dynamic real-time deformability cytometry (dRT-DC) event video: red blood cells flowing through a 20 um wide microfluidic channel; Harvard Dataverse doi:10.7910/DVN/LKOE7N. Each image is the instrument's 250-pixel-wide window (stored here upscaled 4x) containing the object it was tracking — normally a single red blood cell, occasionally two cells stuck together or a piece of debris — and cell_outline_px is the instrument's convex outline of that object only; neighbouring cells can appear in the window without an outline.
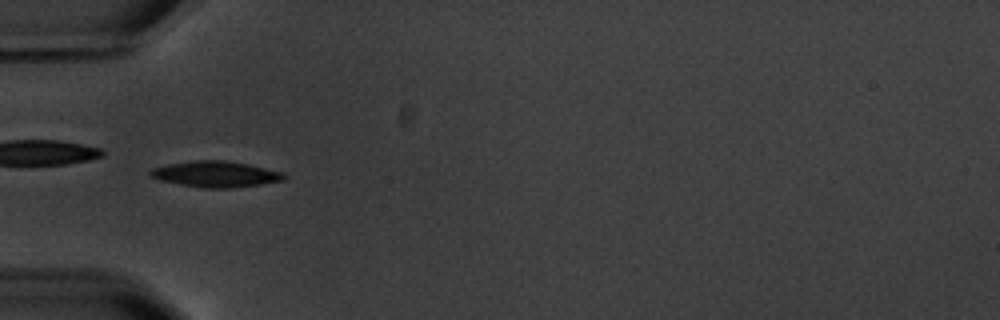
{"species": "common noctule bat (a hibernating species)", "species_latin": "Nyctalus noctula", "temperature_condition": "warm", "stored_images_in_passage": 7, "camera_frame_rate_fps": 3000, "um_per_image_px": 0.085, "animal": {"sex": "male", "body_mass_g": 20.1, "forearm_length_mm": 53.5}, "frame": {"image": 1, "passage_image": 3, "time_ms": 2.333, "image_size_px": [1000, 320], "cell_outline_px": [[288, 176], [284, 180], [260, 184], [228, 188], [200, 188], [160, 180], [148, 176], [148, 172], [152, 168], [168, 164], [196, 160], [224, 160], [248, 164], [284, 172]], "centroid_in_image_um": [18.33, 14.8], "position_along_channel_um": 66.7, "area_um2": 20.29}}
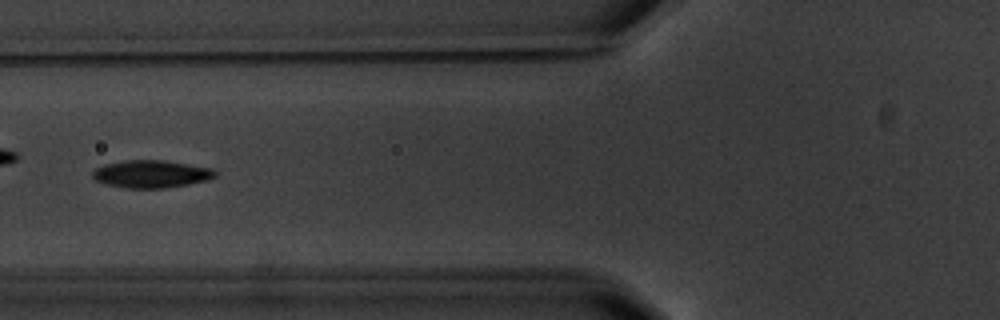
{"frame": {"image": 2, "passage_image": 4, "time_ms": 3.667, "image_size_px": [1000, 320], "cell_outline_px": [[216, 176], [204, 180], [188, 184], [164, 188], [124, 188], [104, 184], [96, 180], [92, 176], [92, 172], [96, 168], [104, 164], [128, 160], [164, 160], [212, 168], [216, 172]], "centroid_in_image_um": [12.81, 14.79], "position_along_channel_um": 113.0, "area_um2": 19.59}}